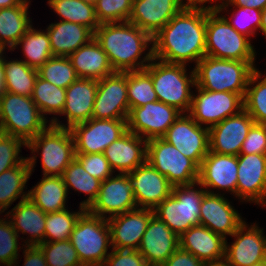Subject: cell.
Here are the masks:
<instances>
[{
  "instance_id": "cell-1",
  "label": "cell",
  "mask_w": 266,
  "mask_h": 266,
  "mask_svg": "<svg viewBox=\"0 0 266 266\" xmlns=\"http://www.w3.org/2000/svg\"><path fill=\"white\" fill-rule=\"evenodd\" d=\"M153 57L168 63H198L206 56V7L185 6L153 36Z\"/></svg>"
},
{
  "instance_id": "cell-2",
  "label": "cell",
  "mask_w": 266,
  "mask_h": 266,
  "mask_svg": "<svg viewBox=\"0 0 266 266\" xmlns=\"http://www.w3.org/2000/svg\"><path fill=\"white\" fill-rule=\"evenodd\" d=\"M94 38L115 72L145 69L153 59V47L148 49L143 60L140 59L148 46L153 45V37L128 21L101 23L94 32Z\"/></svg>"
},
{
  "instance_id": "cell-3",
  "label": "cell",
  "mask_w": 266,
  "mask_h": 266,
  "mask_svg": "<svg viewBox=\"0 0 266 266\" xmlns=\"http://www.w3.org/2000/svg\"><path fill=\"white\" fill-rule=\"evenodd\" d=\"M255 61L218 59L204 56L195 64L196 87L207 91L233 92L243 98Z\"/></svg>"
},
{
  "instance_id": "cell-4",
  "label": "cell",
  "mask_w": 266,
  "mask_h": 266,
  "mask_svg": "<svg viewBox=\"0 0 266 266\" xmlns=\"http://www.w3.org/2000/svg\"><path fill=\"white\" fill-rule=\"evenodd\" d=\"M145 70L152 78L158 101L182 113H189L193 94L190 87L196 86L194 68L188 76L186 65L168 63L153 57Z\"/></svg>"
},
{
  "instance_id": "cell-5",
  "label": "cell",
  "mask_w": 266,
  "mask_h": 266,
  "mask_svg": "<svg viewBox=\"0 0 266 266\" xmlns=\"http://www.w3.org/2000/svg\"><path fill=\"white\" fill-rule=\"evenodd\" d=\"M213 5L206 6V56L218 59L255 61L249 37L233 28Z\"/></svg>"
},
{
  "instance_id": "cell-6",
  "label": "cell",
  "mask_w": 266,
  "mask_h": 266,
  "mask_svg": "<svg viewBox=\"0 0 266 266\" xmlns=\"http://www.w3.org/2000/svg\"><path fill=\"white\" fill-rule=\"evenodd\" d=\"M47 122L31 97L7 91L0 95V133L27 144L49 126Z\"/></svg>"
},
{
  "instance_id": "cell-7",
  "label": "cell",
  "mask_w": 266,
  "mask_h": 266,
  "mask_svg": "<svg viewBox=\"0 0 266 266\" xmlns=\"http://www.w3.org/2000/svg\"><path fill=\"white\" fill-rule=\"evenodd\" d=\"M190 185L173 186L172 194L154 210V215L163 221L179 237L193 226L200 225V205L206 189Z\"/></svg>"
},
{
  "instance_id": "cell-8",
  "label": "cell",
  "mask_w": 266,
  "mask_h": 266,
  "mask_svg": "<svg viewBox=\"0 0 266 266\" xmlns=\"http://www.w3.org/2000/svg\"><path fill=\"white\" fill-rule=\"evenodd\" d=\"M69 240L84 266H103L109 256L108 247L111 246L107 219L93 215L86 209L79 216Z\"/></svg>"
},
{
  "instance_id": "cell-9",
  "label": "cell",
  "mask_w": 266,
  "mask_h": 266,
  "mask_svg": "<svg viewBox=\"0 0 266 266\" xmlns=\"http://www.w3.org/2000/svg\"><path fill=\"white\" fill-rule=\"evenodd\" d=\"M31 153L41 151L44 176H62L65 168L75 159V143L67 128L49 126L26 145Z\"/></svg>"
},
{
  "instance_id": "cell-10",
  "label": "cell",
  "mask_w": 266,
  "mask_h": 266,
  "mask_svg": "<svg viewBox=\"0 0 266 266\" xmlns=\"http://www.w3.org/2000/svg\"><path fill=\"white\" fill-rule=\"evenodd\" d=\"M146 161L173 186L198 182L199 166L163 138L148 140Z\"/></svg>"
},
{
  "instance_id": "cell-11",
  "label": "cell",
  "mask_w": 266,
  "mask_h": 266,
  "mask_svg": "<svg viewBox=\"0 0 266 266\" xmlns=\"http://www.w3.org/2000/svg\"><path fill=\"white\" fill-rule=\"evenodd\" d=\"M196 89L197 96L192 94L188 114L201 126L205 124L209 129L244 110L243 97L238 93L207 91L199 87Z\"/></svg>"
},
{
  "instance_id": "cell-12",
  "label": "cell",
  "mask_w": 266,
  "mask_h": 266,
  "mask_svg": "<svg viewBox=\"0 0 266 266\" xmlns=\"http://www.w3.org/2000/svg\"><path fill=\"white\" fill-rule=\"evenodd\" d=\"M75 153H103L128 131L127 119H94L74 125L71 129Z\"/></svg>"
},
{
  "instance_id": "cell-13",
  "label": "cell",
  "mask_w": 266,
  "mask_h": 266,
  "mask_svg": "<svg viewBox=\"0 0 266 266\" xmlns=\"http://www.w3.org/2000/svg\"><path fill=\"white\" fill-rule=\"evenodd\" d=\"M181 114L177 108L163 102H150L130 110L127 119L128 131L147 141L162 138Z\"/></svg>"
},
{
  "instance_id": "cell-14",
  "label": "cell",
  "mask_w": 266,
  "mask_h": 266,
  "mask_svg": "<svg viewBox=\"0 0 266 266\" xmlns=\"http://www.w3.org/2000/svg\"><path fill=\"white\" fill-rule=\"evenodd\" d=\"M137 209L134 189L127 174L110 176L101 182L97 199L87 209L104 219ZM106 214H110L108 217Z\"/></svg>"
},
{
  "instance_id": "cell-15",
  "label": "cell",
  "mask_w": 266,
  "mask_h": 266,
  "mask_svg": "<svg viewBox=\"0 0 266 266\" xmlns=\"http://www.w3.org/2000/svg\"><path fill=\"white\" fill-rule=\"evenodd\" d=\"M127 72H115L98 80L91 118L128 119Z\"/></svg>"
},
{
  "instance_id": "cell-16",
  "label": "cell",
  "mask_w": 266,
  "mask_h": 266,
  "mask_svg": "<svg viewBox=\"0 0 266 266\" xmlns=\"http://www.w3.org/2000/svg\"><path fill=\"white\" fill-rule=\"evenodd\" d=\"M198 166L209 152V129L182 113L162 137Z\"/></svg>"
},
{
  "instance_id": "cell-17",
  "label": "cell",
  "mask_w": 266,
  "mask_h": 266,
  "mask_svg": "<svg viewBox=\"0 0 266 266\" xmlns=\"http://www.w3.org/2000/svg\"><path fill=\"white\" fill-rule=\"evenodd\" d=\"M236 197L266 206V155L239 154Z\"/></svg>"
},
{
  "instance_id": "cell-18",
  "label": "cell",
  "mask_w": 266,
  "mask_h": 266,
  "mask_svg": "<svg viewBox=\"0 0 266 266\" xmlns=\"http://www.w3.org/2000/svg\"><path fill=\"white\" fill-rule=\"evenodd\" d=\"M128 177L137 208L154 210L172 194L173 185L147 161L128 173Z\"/></svg>"
},
{
  "instance_id": "cell-19",
  "label": "cell",
  "mask_w": 266,
  "mask_h": 266,
  "mask_svg": "<svg viewBox=\"0 0 266 266\" xmlns=\"http://www.w3.org/2000/svg\"><path fill=\"white\" fill-rule=\"evenodd\" d=\"M248 227L244 222L231 235L236 239L231 245L226 240L225 260L231 266H251L264 260L266 236L263 229H259L256 223Z\"/></svg>"
},
{
  "instance_id": "cell-20",
  "label": "cell",
  "mask_w": 266,
  "mask_h": 266,
  "mask_svg": "<svg viewBox=\"0 0 266 266\" xmlns=\"http://www.w3.org/2000/svg\"><path fill=\"white\" fill-rule=\"evenodd\" d=\"M151 209L137 208L108 218L111 247L113 249L138 250L150 219Z\"/></svg>"
},
{
  "instance_id": "cell-21",
  "label": "cell",
  "mask_w": 266,
  "mask_h": 266,
  "mask_svg": "<svg viewBox=\"0 0 266 266\" xmlns=\"http://www.w3.org/2000/svg\"><path fill=\"white\" fill-rule=\"evenodd\" d=\"M98 80L78 78L66 88V102L61 115H66L67 126L59 119L52 118L50 124L59 128L71 129L74 125L91 119Z\"/></svg>"
},
{
  "instance_id": "cell-22",
  "label": "cell",
  "mask_w": 266,
  "mask_h": 266,
  "mask_svg": "<svg viewBox=\"0 0 266 266\" xmlns=\"http://www.w3.org/2000/svg\"><path fill=\"white\" fill-rule=\"evenodd\" d=\"M254 119L242 110L209 128V151L226 155H239L243 141Z\"/></svg>"
},
{
  "instance_id": "cell-23",
  "label": "cell",
  "mask_w": 266,
  "mask_h": 266,
  "mask_svg": "<svg viewBox=\"0 0 266 266\" xmlns=\"http://www.w3.org/2000/svg\"><path fill=\"white\" fill-rule=\"evenodd\" d=\"M244 222L223 195L211 190L204 194L200 205V225L226 239L227 235L231 236Z\"/></svg>"
},
{
  "instance_id": "cell-24",
  "label": "cell",
  "mask_w": 266,
  "mask_h": 266,
  "mask_svg": "<svg viewBox=\"0 0 266 266\" xmlns=\"http://www.w3.org/2000/svg\"><path fill=\"white\" fill-rule=\"evenodd\" d=\"M238 174L237 155L219 154L209 151L199 166L198 183L208 188L223 189L236 196Z\"/></svg>"
},
{
  "instance_id": "cell-25",
  "label": "cell",
  "mask_w": 266,
  "mask_h": 266,
  "mask_svg": "<svg viewBox=\"0 0 266 266\" xmlns=\"http://www.w3.org/2000/svg\"><path fill=\"white\" fill-rule=\"evenodd\" d=\"M184 7L181 0H133L128 22L153 37Z\"/></svg>"
},
{
  "instance_id": "cell-26",
  "label": "cell",
  "mask_w": 266,
  "mask_h": 266,
  "mask_svg": "<svg viewBox=\"0 0 266 266\" xmlns=\"http://www.w3.org/2000/svg\"><path fill=\"white\" fill-rule=\"evenodd\" d=\"M179 248V236L155 215L150 219L138 251L149 266H161Z\"/></svg>"
},
{
  "instance_id": "cell-27",
  "label": "cell",
  "mask_w": 266,
  "mask_h": 266,
  "mask_svg": "<svg viewBox=\"0 0 266 266\" xmlns=\"http://www.w3.org/2000/svg\"><path fill=\"white\" fill-rule=\"evenodd\" d=\"M147 142L142 137L127 131L119 139L112 142L103 154L113 172L115 169L120 174H127L146 162Z\"/></svg>"
},
{
  "instance_id": "cell-28",
  "label": "cell",
  "mask_w": 266,
  "mask_h": 266,
  "mask_svg": "<svg viewBox=\"0 0 266 266\" xmlns=\"http://www.w3.org/2000/svg\"><path fill=\"white\" fill-rule=\"evenodd\" d=\"M179 247L203 263L215 262L225 259L226 239L205 226L197 225L179 237Z\"/></svg>"
},
{
  "instance_id": "cell-29",
  "label": "cell",
  "mask_w": 266,
  "mask_h": 266,
  "mask_svg": "<svg viewBox=\"0 0 266 266\" xmlns=\"http://www.w3.org/2000/svg\"><path fill=\"white\" fill-rule=\"evenodd\" d=\"M79 78L101 80L115 73L108 56L93 38L68 56Z\"/></svg>"
},
{
  "instance_id": "cell-30",
  "label": "cell",
  "mask_w": 266,
  "mask_h": 266,
  "mask_svg": "<svg viewBox=\"0 0 266 266\" xmlns=\"http://www.w3.org/2000/svg\"><path fill=\"white\" fill-rule=\"evenodd\" d=\"M46 30L53 56L68 57L94 38L90 28L69 21L51 23Z\"/></svg>"
},
{
  "instance_id": "cell-31",
  "label": "cell",
  "mask_w": 266,
  "mask_h": 266,
  "mask_svg": "<svg viewBox=\"0 0 266 266\" xmlns=\"http://www.w3.org/2000/svg\"><path fill=\"white\" fill-rule=\"evenodd\" d=\"M9 215H11V217ZM8 216L18 236L19 231L22 232V234H30L29 237L31 238L25 241V245L35 246L44 242L47 214L29 198L22 201L20 200L18 204L12 208L11 212H7V217Z\"/></svg>"
},
{
  "instance_id": "cell-32",
  "label": "cell",
  "mask_w": 266,
  "mask_h": 266,
  "mask_svg": "<svg viewBox=\"0 0 266 266\" xmlns=\"http://www.w3.org/2000/svg\"><path fill=\"white\" fill-rule=\"evenodd\" d=\"M27 159L13 168L0 174V214L8 210L9 206L21 197V201L28 198V193L23 192L36 164V155ZM22 195V196H21Z\"/></svg>"
},
{
  "instance_id": "cell-33",
  "label": "cell",
  "mask_w": 266,
  "mask_h": 266,
  "mask_svg": "<svg viewBox=\"0 0 266 266\" xmlns=\"http://www.w3.org/2000/svg\"><path fill=\"white\" fill-rule=\"evenodd\" d=\"M30 0L21 5L0 9V49H12L25 32L33 25L28 16ZM7 47V48H6Z\"/></svg>"
},
{
  "instance_id": "cell-34",
  "label": "cell",
  "mask_w": 266,
  "mask_h": 266,
  "mask_svg": "<svg viewBox=\"0 0 266 266\" xmlns=\"http://www.w3.org/2000/svg\"><path fill=\"white\" fill-rule=\"evenodd\" d=\"M68 192L61 176H43L28 190V198L47 214L66 209Z\"/></svg>"
},
{
  "instance_id": "cell-35",
  "label": "cell",
  "mask_w": 266,
  "mask_h": 266,
  "mask_svg": "<svg viewBox=\"0 0 266 266\" xmlns=\"http://www.w3.org/2000/svg\"><path fill=\"white\" fill-rule=\"evenodd\" d=\"M20 44L27 59L22 61L33 69L38 70L53 56L47 31H38L31 26L12 50L14 51Z\"/></svg>"
},
{
  "instance_id": "cell-36",
  "label": "cell",
  "mask_w": 266,
  "mask_h": 266,
  "mask_svg": "<svg viewBox=\"0 0 266 266\" xmlns=\"http://www.w3.org/2000/svg\"><path fill=\"white\" fill-rule=\"evenodd\" d=\"M38 70L31 68L22 60L4 59L5 91L31 97Z\"/></svg>"
},
{
  "instance_id": "cell-37",
  "label": "cell",
  "mask_w": 266,
  "mask_h": 266,
  "mask_svg": "<svg viewBox=\"0 0 266 266\" xmlns=\"http://www.w3.org/2000/svg\"><path fill=\"white\" fill-rule=\"evenodd\" d=\"M62 179L66 185L67 191L69 187L89 195V197L80 203V207L88 209L97 199L101 181L91 176L82 164L75 158L64 170Z\"/></svg>"
},
{
  "instance_id": "cell-38",
  "label": "cell",
  "mask_w": 266,
  "mask_h": 266,
  "mask_svg": "<svg viewBox=\"0 0 266 266\" xmlns=\"http://www.w3.org/2000/svg\"><path fill=\"white\" fill-rule=\"evenodd\" d=\"M49 6L60 16L62 21L85 25L93 32L99 27L95 7L81 0H48Z\"/></svg>"
},
{
  "instance_id": "cell-39",
  "label": "cell",
  "mask_w": 266,
  "mask_h": 266,
  "mask_svg": "<svg viewBox=\"0 0 266 266\" xmlns=\"http://www.w3.org/2000/svg\"><path fill=\"white\" fill-rule=\"evenodd\" d=\"M31 99L45 119V114L61 115L66 102V89L57 87L38 75Z\"/></svg>"
},
{
  "instance_id": "cell-40",
  "label": "cell",
  "mask_w": 266,
  "mask_h": 266,
  "mask_svg": "<svg viewBox=\"0 0 266 266\" xmlns=\"http://www.w3.org/2000/svg\"><path fill=\"white\" fill-rule=\"evenodd\" d=\"M127 97L130 110L158 101L152 78L145 69L127 71Z\"/></svg>"
},
{
  "instance_id": "cell-41",
  "label": "cell",
  "mask_w": 266,
  "mask_h": 266,
  "mask_svg": "<svg viewBox=\"0 0 266 266\" xmlns=\"http://www.w3.org/2000/svg\"><path fill=\"white\" fill-rule=\"evenodd\" d=\"M261 76L257 69L251 74L243 98L244 110L257 124L266 121V76Z\"/></svg>"
},
{
  "instance_id": "cell-42",
  "label": "cell",
  "mask_w": 266,
  "mask_h": 266,
  "mask_svg": "<svg viewBox=\"0 0 266 266\" xmlns=\"http://www.w3.org/2000/svg\"><path fill=\"white\" fill-rule=\"evenodd\" d=\"M85 210V208L80 207L78 212H70L66 208L61 211L47 213L44 242L69 240L79 216Z\"/></svg>"
},
{
  "instance_id": "cell-43",
  "label": "cell",
  "mask_w": 266,
  "mask_h": 266,
  "mask_svg": "<svg viewBox=\"0 0 266 266\" xmlns=\"http://www.w3.org/2000/svg\"><path fill=\"white\" fill-rule=\"evenodd\" d=\"M38 75L64 89L79 78L69 58L65 56H52L38 69Z\"/></svg>"
},
{
  "instance_id": "cell-44",
  "label": "cell",
  "mask_w": 266,
  "mask_h": 266,
  "mask_svg": "<svg viewBox=\"0 0 266 266\" xmlns=\"http://www.w3.org/2000/svg\"><path fill=\"white\" fill-rule=\"evenodd\" d=\"M38 246L44 253L47 266H84L70 240L43 242Z\"/></svg>"
},
{
  "instance_id": "cell-45",
  "label": "cell",
  "mask_w": 266,
  "mask_h": 266,
  "mask_svg": "<svg viewBox=\"0 0 266 266\" xmlns=\"http://www.w3.org/2000/svg\"><path fill=\"white\" fill-rule=\"evenodd\" d=\"M133 0H97L95 12L99 23L128 21Z\"/></svg>"
},
{
  "instance_id": "cell-46",
  "label": "cell",
  "mask_w": 266,
  "mask_h": 266,
  "mask_svg": "<svg viewBox=\"0 0 266 266\" xmlns=\"http://www.w3.org/2000/svg\"><path fill=\"white\" fill-rule=\"evenodd\" d=\"M18 234L12 223L6 218H0V263L6 266H15L18 257Z\"/></svg>"
},
{
  "instance_id": "cell-47",
  "label": "cell",
  "mask_w": 266,
  "mask_h": 266,
  "mask_svg": "<svg viewBox=\"0 0 266 266\" xmlns=\"http://www.w3.org/2000/svg\"><path fill=\"white\" fill-rule=\"evenodd\" d=\"M234 7L237 9L235 12H233L232 16L229 17V20L225 15L224 17L239 33L247 37L254 35L257 31V28L260 29L261 10L240 6Z\"/></svg>"
},
{
  "instance_id": "cell-48",
  "label": "cell",
  "mask_w": 266,
  "mask_h": 266,
  "mask_svg": "<svg viewBox=\"0 0 266 266\" xmlns=\"http://www.w3.org/2000/svg\"><path fill=\"white\" fill-rule=\"evenodd\" d=\"M23 145L27 144L21 139L0 133V174L22 164L27 159L19 156Z\"/></svg>"
},
{
  "instance_id": "cell-49",
  "label": "cell",
  "mask_w": 266,
  "mask_h": 266,
  "mask_svg": "<svg viewBox=\"0 0 266 266\" xmlns=\"http://www.w3.org/2000/svg\"><path fill=\"white\" fill-rule=\"evenodd\" d=\"M75 158L91 176L104 181L114 173L103 153H75Z\"/></svg>"
},
{
  "instance_id": "cell-50",
  "label": "cell",
  "mask_w": 266,
  "mask_h": 266,
  "mask_svg": "<svg viewBox=\"0 0 266 266\" xmlns=\"http://www.w3.org/2000/svg\"><path fill=\"white\" fill-rule=\"evenodd\" d=\"M111 249L103 266H149L138 250Z\"/></svg>"
},
{
  "instance_id": "cell-51",
  "label": "cell",
  "mask_w": 266,
  "mask_h": 266,
  "mask_svg": "<svg viewBox=\"0 0 266 266\" xmlns=\"http://www.w3.org/2000/svg\"><path fill=\"white\" fill-rule=\"evenodd\" d=\"M240 154L266 155V134L260 124L254 123L243 141Z\"/></svg>"
},
{
  "instance_id": "cell-52",
  "label": "cell",
  "mask_w": 266,
  "mask_h": 266,
  "mask_svg": "<svg viewBox=\"0 0 266 266\" xmlns=\"http://www.w3.org/2000/svg\"><path fill=\"white\" fill-rule=\"evenodd\" d=\"M203 262L180 247L161 266H203Z\"/></svg>"
},
{
  "instance_id": "cell-53",
  "label": "cell",
  "mask_w": 266,
  "mask_h": 266,
  "mask_svg": "<svg viewBox=\"0 0 266 266\" xmlns=\"http://www.w3.org/2000/svg\"><path fill=\"white\" fill-rule=\"evenodd\" d=\"M23 251V266H47L44 253L38 245H26Z\"/></svg>"
},
{
  "instance_id": "cell-54",
  "label": "cell",
  "mask_w": 266,
  "mask_h": 266,
  "mask_svg": "<svg viewBox=\"0 0 266 266\" xmlns=\"http://www.w3.org/2000/svg\"><path fill=\"white\" fill-rule=\"evenodd\" d=\"M223 1L220 4H214L212 8H216L219 12L226 10L229 5L231 6H240V7H248L262 10L266 5V0H220Z\"/></svg>"
},
{
  "instance_id": "cell-55",
  "label": "cell",
  "mask_w": 266,
  "mask_h": 266,
  "mask_svg": "<svg viewBox=\"0 0 266 266\" xmlns=\"http://www.w3.org/2000/svg\"><path fill=\"white\" fill-rule=\"evenodd\" d=\"M3 50L0 52V95L5 92V80H4V56Z\"/></svg>"
},
{
  "instance_id": "cell-56",
  "label": "cell",
  "mask_w": 266,
  "mask_h": 266,
  "mask_svg": "<svg viewBox=\"0 0 266 266\" xmlns=\"http://www.w3.org/2000/svg\"><path fill=\"white\" fill-rule=\"evenodd\" d=\"M184 0H181V2L185 5V6H191V7H203L205 5H203L204 3L207 2H213L216 0H187V2H183Z\"/></svg>"
},
{
  "instance_id": "cell-57",
  "label": "cell",
  "mask_w": 266,
  "mask_h": 266,
  "mask_svg": "<svg viewBox=\"0 0 266 266\" xmlns=\"http://www.w3.org/2000/svg\"><path fill=\"white\" fill-rule=\"evenodd\" d=\"M25 0H0V9L21 5Z\"/></svg>"
},
{
  "instance_id": "cell-58",
  "label": "cell",
  "mask_w": 266,
  "mask_h": 266,
  "mask_svg": "<svg viewBox=\"0 0 266 266\" xmlns=\"http://www.w3.org/2000/svg\"><path fill=\"white\" fill-rule=\"evenodd\" d=\"M260 31L264 36L266 37V5L261 10V25H260Z\"/></svg>"
},
{
  "instance_id": "cell-59",
  "label": "cell",
  "mask_w": 266,
  "mask_h": 266,
  "mask_svg": "<svg viewBox=\"0 0 266 266\" xmlns=\"http://www.w3.org/2000/svg\"><path fill=\"white\" fill-rule=\"evenodd\" d=\"M203 266H231L225 259L204 263Z\"/></svg>"
},
{
  "instance_id": "cell-60",
  "label": "cell",
  "mask_w": 266,
  "mask_h": 266,
  "mask_svg": "<svg viewBox=\"0 0 266 266\" xmlns=\"http://www.w3.org/2000/svg\"><path fill=\"white\" fill-rule=\"evenodd\" d=\"M81 1H83L84 3L90 4V5H93V6H95L97 2V0H81Z\"/></svg>"
},
{
  "instance_id": "cell-61",
  "label": "cell",
  "mask_w": 266,
  "mask_h": 266,
  "mask_svg": "<svg viewBox=\"0 0 266 266\" xmlns=\"http://www.w3.org/2000/svg\"><path fill=\"white\" fill-rule=\"evenodd\" d=\"M259 124H260V126L263 128L264 133L266 134V121H264V122H260Z\"/></svg>"
},
{
  "instance_id": "cell-62",
  "label": "cell",
  "mask_w": 266,
  "mask_h": 266,
  "mask_svg": "<svg viewBox=\"0 0 266 266\" xmlns=\"http://www.w3.org/2000/svg\"><path fill=\"white\" fill-rule=\"evenodd\" d=\"M251 266H265V264H264V262L262 261V262H260V263L253 264V265H251Z\"/></svg>"
},
{
  "instance_id": "cell-63",
  "label": "cell",
  "mask_w": 266,
  "mask_h": 266,
  "mask_svg": "<svg viewBox=\"0 0 266 266\" xmlns=\"http://www.w3.org/2000/svg\"><path fill=\"white\" fill-rule=\"evenodd\" d=\"M265 266H266V253H265V257H264V260H263Z\"/></svg>"
}]
</instances>
